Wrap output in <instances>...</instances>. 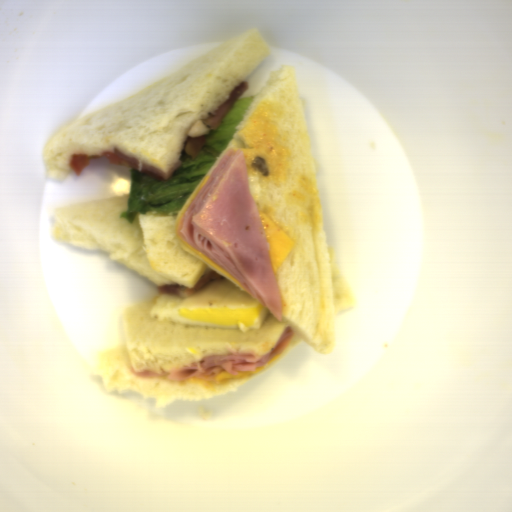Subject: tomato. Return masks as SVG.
Wrapping results in <instances>:
<instances>
[{
    "instance_id": "obj_1",
    "label": "tomato",
    "mask_w": 512,
    "mask_h": 512,
    "mask_svg": "<svg viewBox=\"0 0 512 512\" xmlns=\"http://www.w3.org/2000/svg\"><path fill=\"white\" fill-rule=\"evenodd\" d=\"M249 82L242 80L230 93L227 99L216 109L200 118L207 126V130H215L221 121L231 111L239 97L248 89Z\"/></svg>"
},
{
    "instance_id": "obj_2",
    "label": "tomato",
    "mask_w": 512,
    "mask_h": 512,
    "mask_svg": "<svg viewBox=\"0 0 512 512\" xmlns=\"http://www.w3.org/2000/svg\"><path fill=\"white\" fill-rule=\"evenodd\" d=\"M224 279L221 275H219L215 270H211L207 274H205L195 285L193 288L186 287L184 285L179 284L178 282H173L172 284H165L161 287H158V293L161 296L162 294H172L177 295L182 299H187L189 297L194 296L205 286L213 282L214 280Z\"/></svg>"
},
{
    "instance_id": "obj_3",
    "label": "tomato",
    "mask_w": 512,
    "mask_h": 512,
    "mask_svg": "<svg viewBox=\"0 0 512 512\" xmlns=\"http://www.w3.org/2000/svg\"><path fill=\"white\" fill-rule=\"evenodd\" d=\"M100 158H107L111 164L122 165L123 161L118 157L114 149L105 151L99 156H88L85 154H71L68 159V166L72 168L75 174H81L82 171L90 164L91 160H97Z\"/></svg>"
},
{
    "instance_id": "obj_4",
    "label": "tomato",
    "mask_w": 512,
    "mask_h": 512,
    "mask_svg": "<svg viewBox=\"0 0 512 512\" xmlns=\"http://www.w3.org/2000/svg\"><path fill=\"white\" fill-rule=\"evenodd\" d=\"M205 146V139L203 137L199 138H185V148L184 151L186 155L190 156L191 159L197 158L202 148Z\"/></svg>"
}]
</instances>
